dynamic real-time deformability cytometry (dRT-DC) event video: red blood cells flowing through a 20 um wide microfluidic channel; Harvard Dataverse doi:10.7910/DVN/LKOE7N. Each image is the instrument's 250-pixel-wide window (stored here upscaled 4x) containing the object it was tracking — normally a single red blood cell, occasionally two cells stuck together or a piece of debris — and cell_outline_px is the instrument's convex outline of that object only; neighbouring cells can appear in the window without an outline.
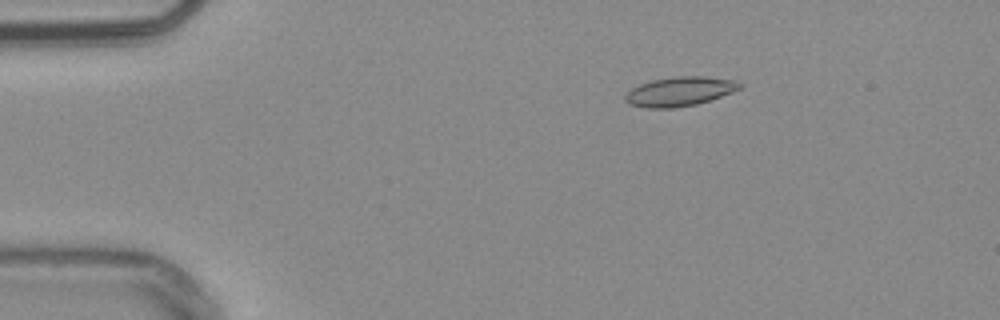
{"species": "common noctule bat (a hibernating species)", "species_latin": "Nyctalus noctula", "temperature_condition": "warm", "stored_images_in_passage": 54, "camera_frame_rate_fps": 3000, "um_per_image_px": 0.085, "animal": {"sex": "male", "body_mass_g": 20.4}, "frame": {"image": 1, "passage_image": 10, "time_ms": 3.0, "image_size_px": [1000, 320], "cell_outline_px": [[744, 84], [740, 88], [732, 92], [696, 104], [672, 108], [644, 108], [628, 104], [624, 100], [624, 96], [632, 88], [640, 84], [652, 80], [672, 76], [704, 76], [736, 80]], "centroid_in_image_um": [57.75, 7.77], "position_along_channel_um": 27.2, "area_um2": 19.59}}
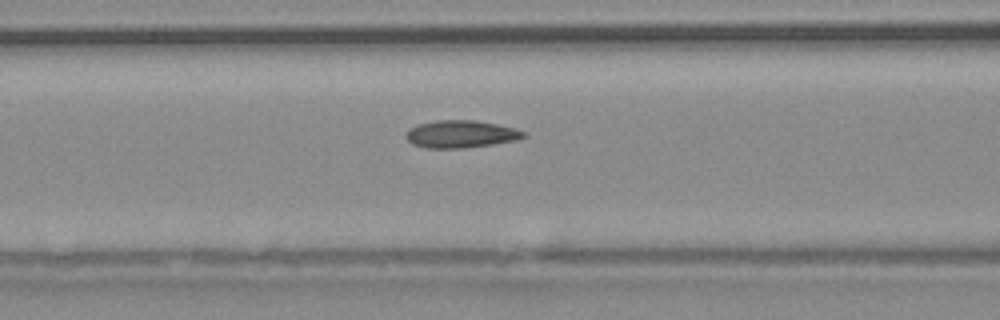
{"frame": {"image": 2, "passage_image": 23, "time_ms": 7.333, "image_size_px": [1000, 320], "cell_outline_px": [[528, 136], [516, 140], [492, 144], [464, 148], [424, 148], [412, 144], [404, 136], [412, 128], [420, 124], [436, 120], [476, 120], [516, 128], [524, 132]], "centroid_in_image_um": [39.2, 11.4], "position_along_channel_um": 127.4, "area_um2": 18.73}}
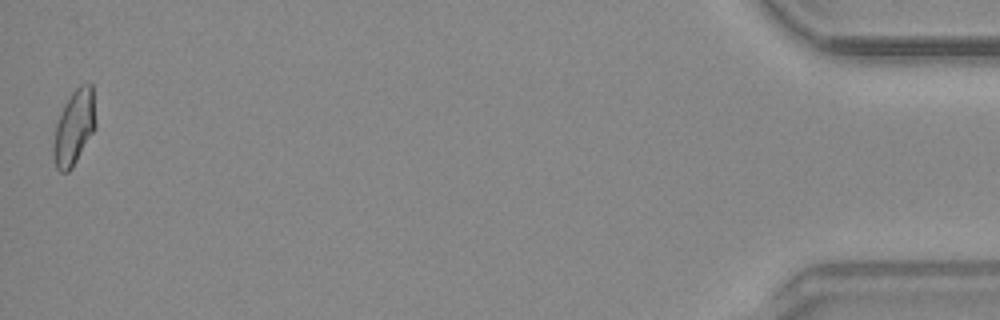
{"frame": {"image": 3, "passage_image": 54, "time_ms": 17.667, "image_size_px": [1000, 320], "cell_outline_px": [[96, 128], [72, 168], [68, 172], [60, 172], [56, 168], [52, 152], [52, 144], [56, 124], [64, 104], [72, 92], [80, 84], [92, 84], [96, 124]], "centroid_in_image_um": [6.29, 10.85], "position_along_channel_um": 428.9, "area_um2": 18.55}, "authors_computed_cell_mechanics": {"area_um2": 18.1203, "velocity_mm_per_s": 3.8128, "shape_relaxation_time_tau1_ms": 7.2659, "shape_relaxation_time_tau2_ms": 1.6926, "deformation_change_tau1": 0.1685, "deformation_change_tau2": 0.0902}}